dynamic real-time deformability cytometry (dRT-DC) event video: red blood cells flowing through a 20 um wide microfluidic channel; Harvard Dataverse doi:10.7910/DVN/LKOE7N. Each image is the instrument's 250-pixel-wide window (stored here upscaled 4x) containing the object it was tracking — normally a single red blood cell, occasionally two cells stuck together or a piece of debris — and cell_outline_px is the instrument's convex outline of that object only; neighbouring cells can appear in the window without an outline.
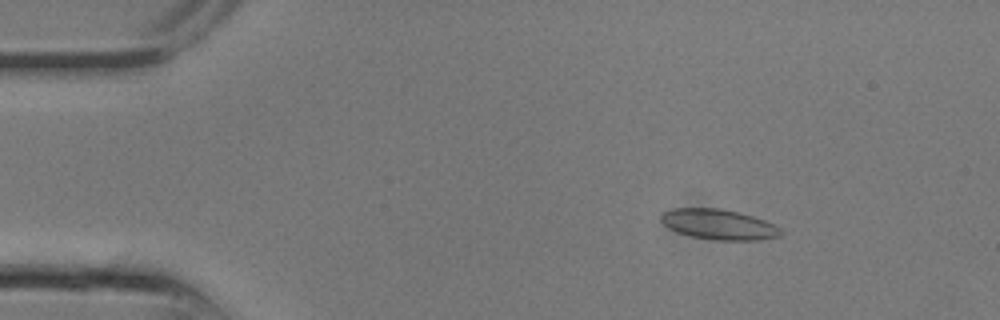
{"species": "common noctule bat (a hibernating species)", "species_latin": "Nyctalus noctula", "temperature_condition": "room temperature", "stored_images_in_passage": 11, "camera_frame_rate_fps": 3000, "um_per_image_px": 0.085, "animal": {"sex": "male", "body_mass_g": 13.3}, "frame": {"image": 1, "passage_image": 4, "time_ms": 1.0, "image_size_px": [1000, 320], "cell_outline_px": [[784, 232], [780, 236], [760, 240], [712, 240], [692, 236], [676, 232], [668, 228], [660, 220], [660, 216], [664, 212], [672, 208], [720, 208], [740, 212], [764, 220], [780, 228]], "centroid_in_image_um": [61.09, 19.08], "position_along_channel_um": 23.9, "area_um2": 21.27}}
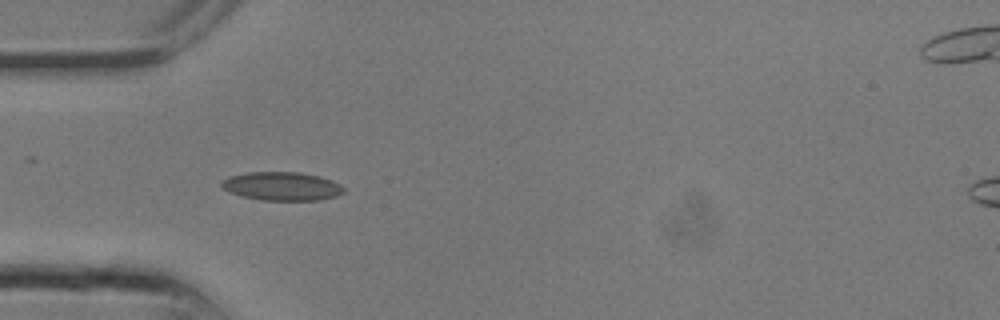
{"frame": {"image": 2, "passage_image": 8, "time_ms": 2.333, "image_size_px": [1000, 320], "cell_outline_px": [[344, 192], [336, 196], [320, 200], [264, 200], [244, 196], [232, 192], [224, 188], [220, 184], [220, 180], [228, 176], [248, 172], [300, 172], [320, 176], [332, 180], [340, 184], [344, 188]], "centroid_in_image_um": [23.98, 15.81], "position_along_channel_um": 61.0, "area_um2": 20.29}}
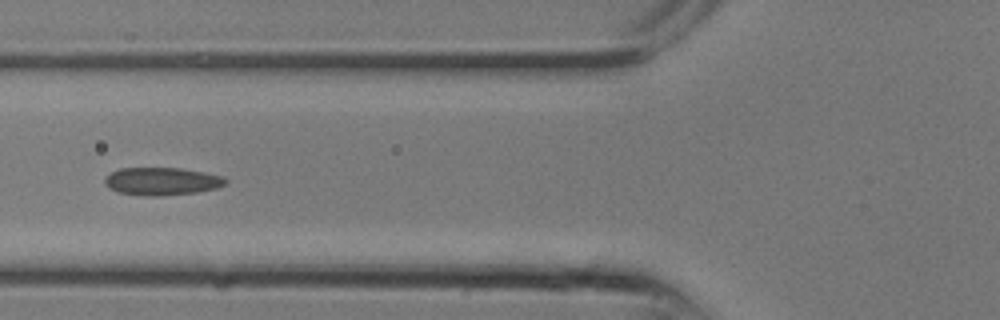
{"frame": {"image": 3, "passage_image": 10, "time_ms": 3.0, "image_size_px": [1000, 320], "cell_outline_px": [[228, 180], [224, 184], [216, 188], [196, 192], [160, 196], [148, 196], [116, 192], [108, 188], [104, 184], [104, 180], [112, 172], [120, 168], [180, 168], [204, 172], [224, 176]], "centroid_in_image_um": [13.75, 15.41], "position_along_channel_um": 112.1, "area_um2": 19.54}}